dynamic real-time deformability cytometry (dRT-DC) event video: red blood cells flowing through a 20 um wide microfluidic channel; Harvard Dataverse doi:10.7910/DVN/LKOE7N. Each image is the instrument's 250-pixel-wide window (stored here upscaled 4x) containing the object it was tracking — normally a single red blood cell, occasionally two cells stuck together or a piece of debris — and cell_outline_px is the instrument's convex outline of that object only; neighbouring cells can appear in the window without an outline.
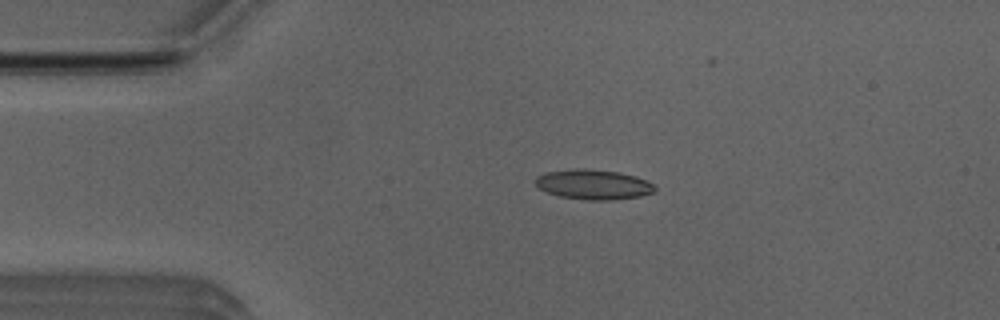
{"species": "Egyptian fruit bat (a non-hibernating species)", "species_latin": "Rousettus aegyptiacus", "temperature_condition": "room temperature", "stored_images_in_passage": 42, "camera_frame_rate_fps": 3000, "um_per_image_px": 0.085, "animal": {"sex": "male"}, "frame": {"image": 1, "passage_image": 1, "time_ms": 0.0, "image_size_px": [1000, 320], "cell_outline_px": [[656, 192], [640, 196], [612, 200], [584, 200], [560, 196], [548, 192], [540, 188], [532, 180], [536, 176], [548, 172], [572, 168], [584, 168], [616, 172], [636, 176], [656, 184]], "centroid_in_image_um": [50.46, 15.68], "position_along_channel_um": 34.5, "area_um2": 20.98}}
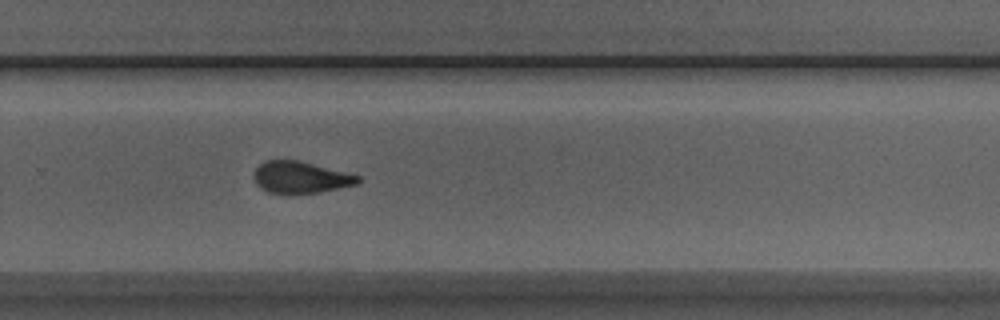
{"frame": {"image": 2, "passage_image": 24, "time_ms": 7.667, "image_size_px": [1000, 320], "cell_outline_px": [[360, 180], [356, 184], [320, 192], [268, 192], [260, 188], [256, 184], [252, 176], [252, 172], [264, 160], [300, 160], [360, 176]], "centroid_in_image_um": [25.5, 15.04], "position_along_channel_um": 304.3, "area_um2": 19.02}}
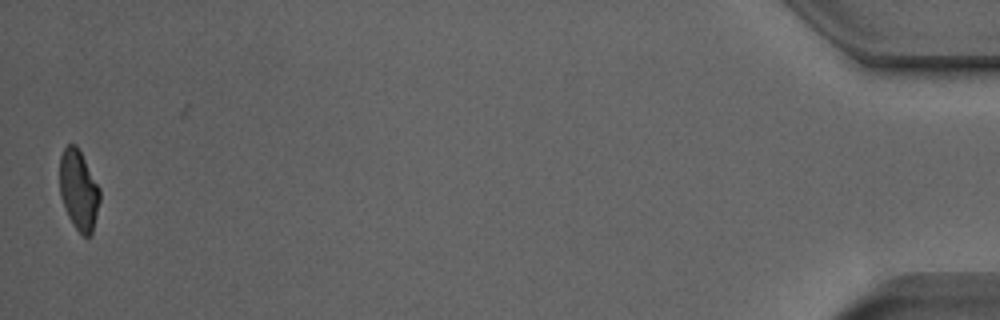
{"frame": {"image": 3, "passage_image": 41, "time_ms": 13.333, "image_size_px": [1000, 320], "cell_outline_px": [[100, 200], [92, 232], [88, 236], [84, 236], [72, 224], [64, 208], [60, 196], [60, 156], [64, 148], [68, 144], [76, 144], [100, 188]], "centroid_in_image_um": [6.68, 16.14], "position_along_channel_um": 428.5, "area_um2": 18.61}, "authors_computed_cell_mechanics": {"area_um2": 20.0566, "velocity_mm_per_s": 3.9817, "shape_relaxation_time_tau1_ms": null, "shape_relaxation_time_tau2_ms": 1.5634, "deformation_change_tau1": null, "deformation_change_tau2": 0.0858}}